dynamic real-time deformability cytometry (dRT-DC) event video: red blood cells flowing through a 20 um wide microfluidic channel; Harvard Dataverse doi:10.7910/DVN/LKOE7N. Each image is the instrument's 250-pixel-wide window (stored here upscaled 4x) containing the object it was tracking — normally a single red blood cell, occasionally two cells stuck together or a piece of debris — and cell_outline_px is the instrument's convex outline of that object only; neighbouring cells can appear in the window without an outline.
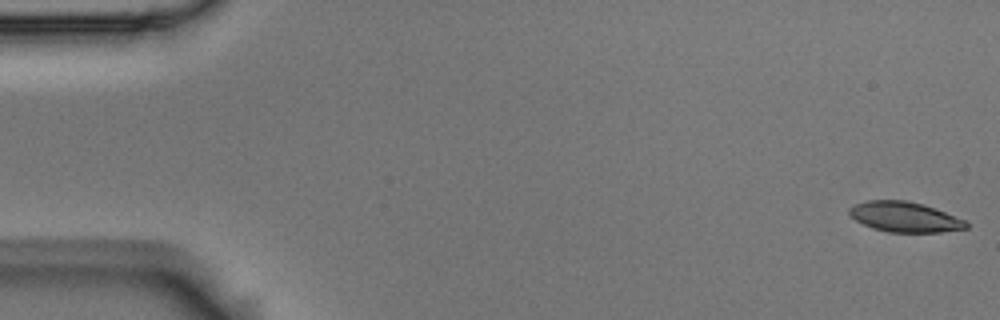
{"species": "Egyptian fruit bat (a non-hibernating species)", "species_latin": "Rousettus aegyptiacus", "temperature_condition": "room temperature", "stored_images_in_passage": 54, "camera_frame_rate_fps": 3000, "um_per_image_px": 0.085, "animal": {"sex": "male"}, "frame": {"image": 1, "passage_image": 1, "time_ms": 0.0, "image_size_px": [1000, 320], "cell_outline_px": [[968, 228], [940, 232], [888, 232], [872, 228], [848, 216], [848, 208], [856, 204], [868, 200], [904, 200], [924, 204], [936, 208], [968, 220]], "centroid_in_image_um": [76.93, 18.43], "position_along_channel_um": 8.1, "area_um2": 20.81}}
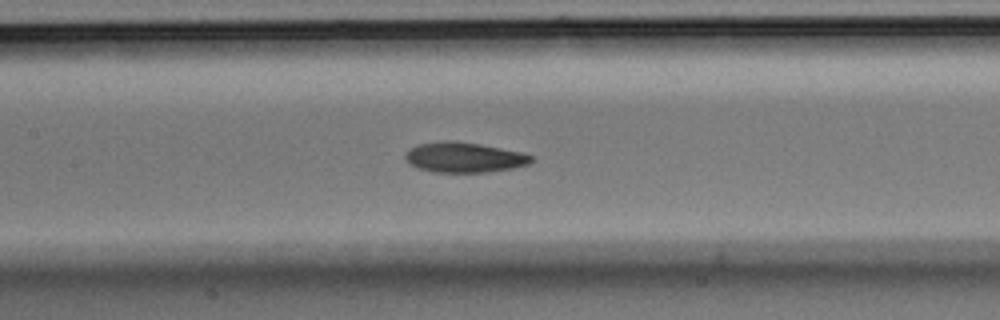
{"frame": {"image": 2, "passage_image": 25, "time_ms": 8.0, "image_size_px": [1000, 320], "cell_outline_px": [[532, 160], [528, 164], [512, 168], [488, 172], [432, 172], [408, 164], [404, 160], [404, 156], [416, 144], [480, 144], [524, 152], [532, 156]], "centroid_in_image_um": [39.5, 13.43], "position_along_channel_um": 167.9, "area_um2": 21.21}}
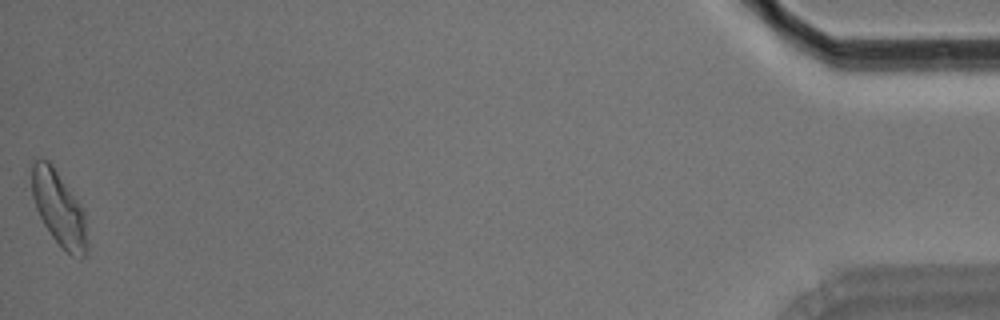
{"frame": {"image": 3, "passage_image": 54, "time_ms": 17.667, "image_size_px": [1000, 320], "cell_outline_px": [[88, 252], [80, 260], [72, 256], [52, 236], [44, 224], [36, 208], [32, 196], [32, 164], [36, 160], [48, 160], [52, 164], [84, 208], [88, 244]], "centroid_in_image_um": [5.05, 17.76], "position_along_channel_um": 430.1, "area_um2": 24.1}, "authors_computed_cell_mechanics": {"area_um2": 21.9351, "velocity_mm_per_s": 3.7125, "shape_relaxation_time_tau1_ms": 3.7924, "shape_relaxation_time_tau2_ms": 3.3151, "deformation_change_tau1": 0.1609, "deformation_change_tau2": 0.1022}}